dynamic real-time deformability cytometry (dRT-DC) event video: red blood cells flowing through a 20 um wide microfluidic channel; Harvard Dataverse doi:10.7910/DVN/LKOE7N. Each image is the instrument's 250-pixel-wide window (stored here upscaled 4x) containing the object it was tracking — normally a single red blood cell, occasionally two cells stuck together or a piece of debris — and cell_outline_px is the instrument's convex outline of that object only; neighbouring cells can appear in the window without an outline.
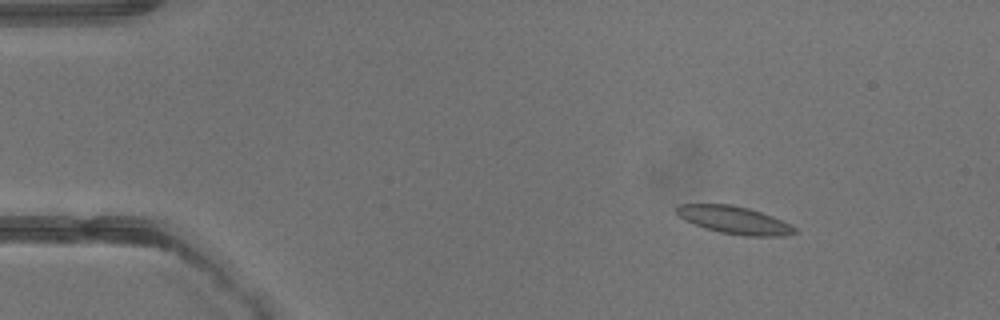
{"species": "common noctule bat (a hibernating species)", "species_latin": "Nyctalus noctula", "temperature_condition": "warm", "stored_images_in_passage": 41, "camera_frame_rate_fps": 3000, "um_per_image_px": 0.085, "animal": {"sex": "male", "body_mass_g": 13.3}, "frame": {"image": 1, "passage_image": 5, "time_ms": 1.333, "image_size_px": [1000, 320], "cell_outline_px": [[796, 232], [784, 236], [744, 236], [720, 232], [704, 228], [684, 220], [676, 212], [676, 204], [732, 204], [748, 208], [772, 216], [796, 228]], "centroid_in_image_um": [62.37, 18.7], "position_along_channel_um": 22.6, "area_um2": 18.9}}
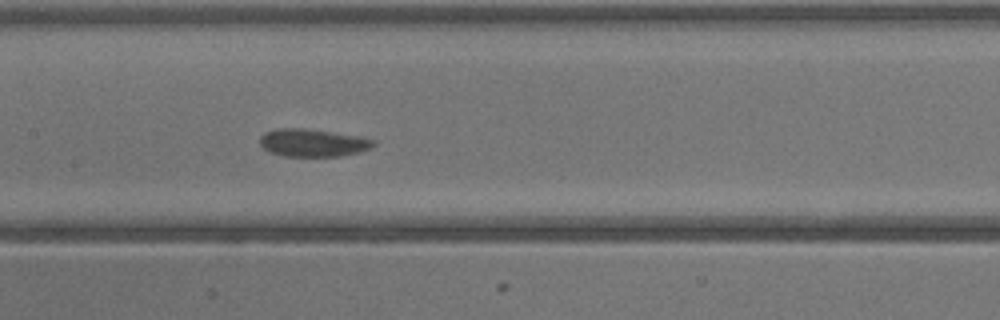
{"frame": {"image": 2, "passage_image": 20, "time_ms": 6.333, "image_size_px": [1000, 320], "cell_outline_px": [[376, 144], [372, 148], [340, 156], [284, 156], [272, 152], [264, 148], [260, 144], [260, 136], [264, 132], [276, 128], [304, 128], [356, 136], [376, 140]], "centroid_in_image_um": [26.57, 12.13], "position_along_channel_um": 180.8, "area_um2": 18.15}}
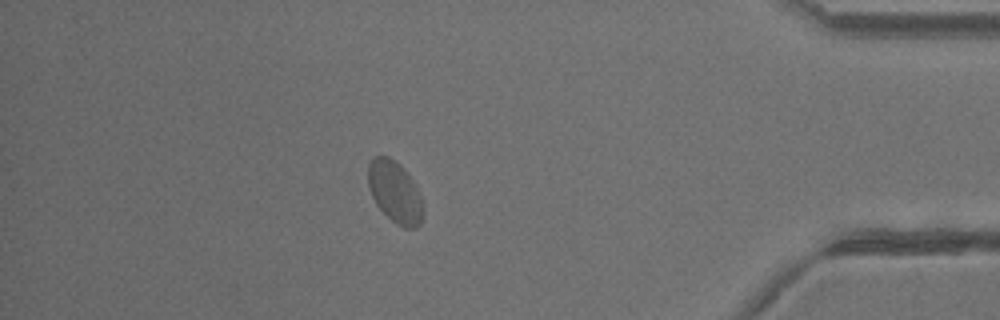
{"frame": {"image": 3, "passage_image": 36, "time_ms": 11.667, "image_size_px": [1000, 320], "cell_outline_px": [[424, 212], [420, 224], [416, 228], [404, 228], [396, 224], [376, 204], [372, 196], [368, 184], [368, 164], [372, 156], [388, 156], [396, 160], [404, 168], [412, 180], [420, 196], [424, 208]], "centroid_in_image_um": [33.57, 16.3], "position_along_channel_um": 401.6, "area_um2": 19.83}}